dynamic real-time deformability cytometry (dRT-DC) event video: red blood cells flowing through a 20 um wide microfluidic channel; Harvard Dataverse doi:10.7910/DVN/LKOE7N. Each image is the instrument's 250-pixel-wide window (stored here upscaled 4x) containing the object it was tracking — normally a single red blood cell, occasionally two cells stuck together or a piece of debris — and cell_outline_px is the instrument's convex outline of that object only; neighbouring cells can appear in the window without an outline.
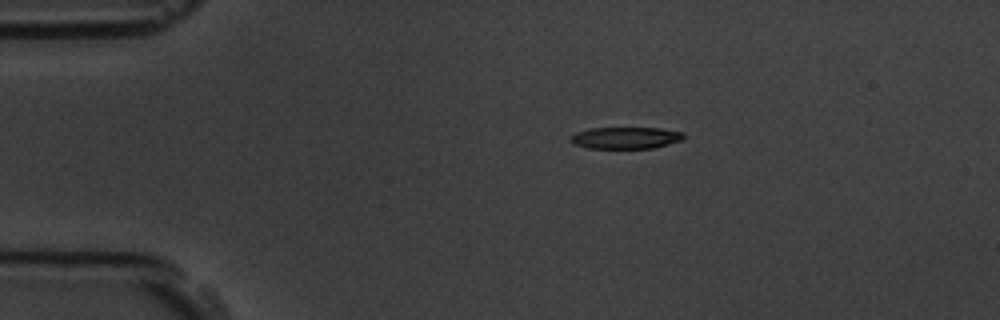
{"species": "common noctule bat (a hibernating species)", "species_latin": "Nyctalus noctula", "temperature_condition": "room temperature", "stored_images_in_passage": 5, "camera_frame_rate_fps": 3000, "um_per_image_px": 0.085, "animal": {"sex": "male", "body_mass_g": 19.5, "forearm_length_mm": 54.6}, "frame": {"image": 1, "passage_image": 1, "time_ms": 0.0, "image_size_px": [1000, 320], "cell_outline_px": [[684, 140], [652, 148], [588, 148], [572, 144], [568, 140], [568, 136], [576, 132], [588, 128], [660, 128], [684, 132]], "centroid_in_image_um": [53.13, 11.71], "position_along_channel_um": 31.9, "area_um2": 14.57}}
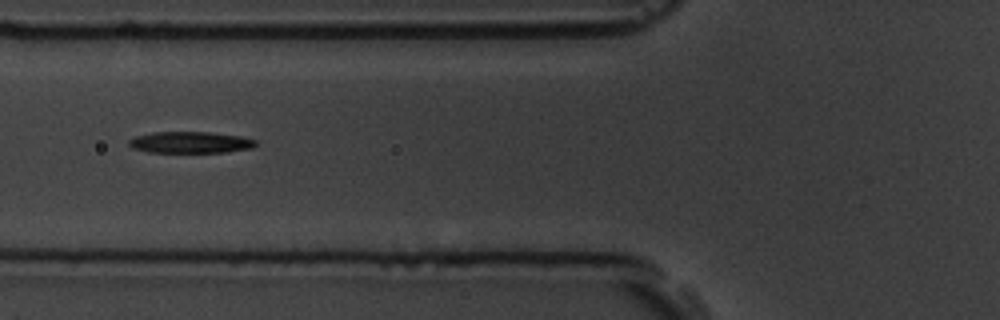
{"frame": {"image": 2, "passage_image": 4, "time_ms": 3.333, "image_size_px": [1000, 320], "cell_outline_px": [[256, 144], [252, 148], [228, 152], [148, 152], [132, 148], [128, 144], [128, 140], [136, 136], [152, 132], [208, 132], [240, 136], [256, 140]], "centroid_in_image_um": [16.16, 12.1], "position_along_channel_um": 109.6, "area_um2": 15.84}}
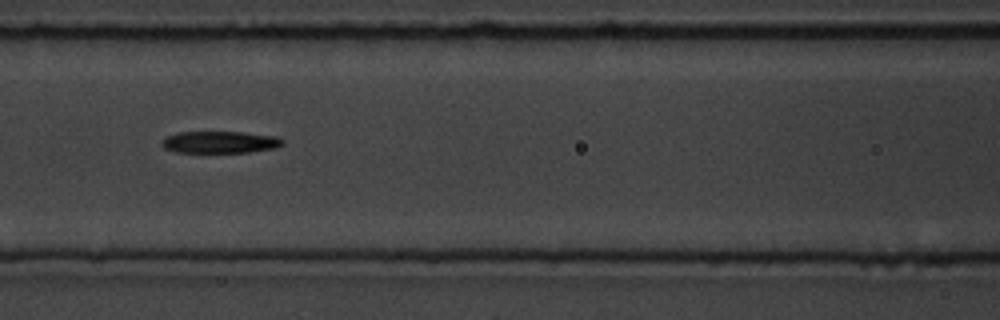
{"frame": {"image": 3, "passage_image": 5, "time_ms": 4.333, "image_size_px": [1000, 320], "cell_outline_px": [[284, 144], [276, 148], [248, 152], [176, 152], [164, 148], [160, 144], [168, 136], [176, 132], [244, 132], [276, 136], [284, 140]], "centroid_in_image_um": [18.73, 12.08], "position_along_channel_um": 147.9, "area_um2": 15.43}}